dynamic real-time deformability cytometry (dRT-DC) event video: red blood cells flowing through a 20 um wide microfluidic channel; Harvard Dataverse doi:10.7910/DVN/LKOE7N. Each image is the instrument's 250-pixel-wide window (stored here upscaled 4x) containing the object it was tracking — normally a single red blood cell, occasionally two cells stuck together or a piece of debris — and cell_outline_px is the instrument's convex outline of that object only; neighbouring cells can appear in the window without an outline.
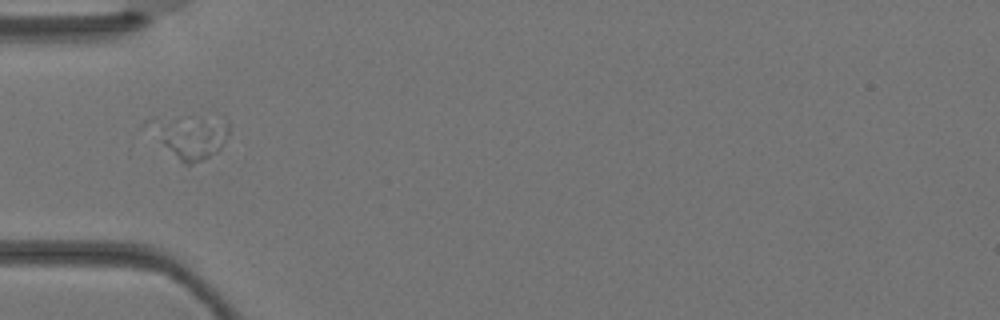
{"species": "Egyptian fruit bat (a non-hibernating species)", "species_latin": "Rousettus aegyptiacus", "temperature_condition": "warm", "stored_images_in_passage": 4, "camera_frame_rate_fps": 3000, "um_per_image_px": 0.085, "animal": {"sex": "female"}, "frame": {"image": 1, "passage_image": 4, "time_ms": 1.0, "image_size_px": [1000, 320], "cell_outline_px": [[228, 136], [220, 148], [216, 152], [192, 164], [184, 164], [140, 128], [140, 124], [144, 120], [156, 116], [192, 116], [228, 120]], "centroid_in_image_um": [15.94, 11.53], "position_along_channel_um": 69.1, "area_um2": 21.21}}